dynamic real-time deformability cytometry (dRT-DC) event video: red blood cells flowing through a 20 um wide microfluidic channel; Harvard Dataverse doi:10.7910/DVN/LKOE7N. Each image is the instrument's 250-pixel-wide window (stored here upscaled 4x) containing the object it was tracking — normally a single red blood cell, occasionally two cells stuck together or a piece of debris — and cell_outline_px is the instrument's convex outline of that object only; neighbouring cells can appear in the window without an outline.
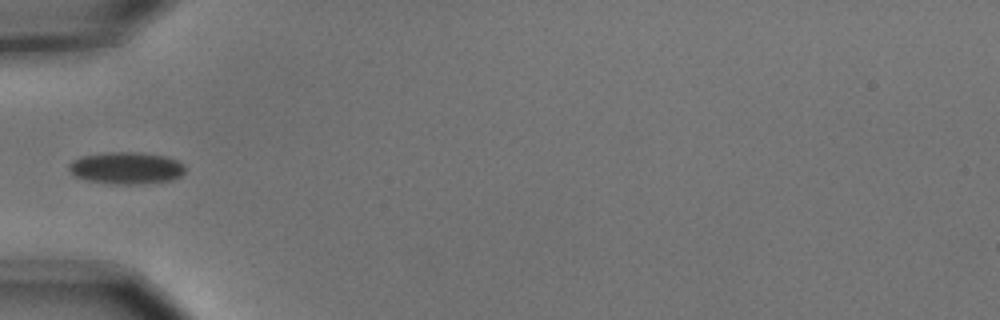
{"species": "common noctule bat (a hibernating species)", "species_latin": "Nyctalus noctula", "temperature_condition": "cold", "stored_images_in_passage": 7, "camera_frame_rate_fps": 3000, "um_per_image_px": 0.085, "animal": {"sex": "male", "body_mass_g": 15.6}, "frame": {"image": 1, "passage_image": 4, "time_ms": 1.0, "image_size_px": [1000, 320], "cell_outline_px": [[184, 172], [180, 176], [172, 180], [140, 184], [112, 184], [88, 180], [76, 176], [68, 168], [68, 164], [72, 160], [80, 156], [108, 152], [136, 152], [164, 156], [176, 160], [184, 164]], "centroid_in_image_um": [10.72, 14.28], "position_along_channel_um": 74.3, "area_um2": 21.62}}
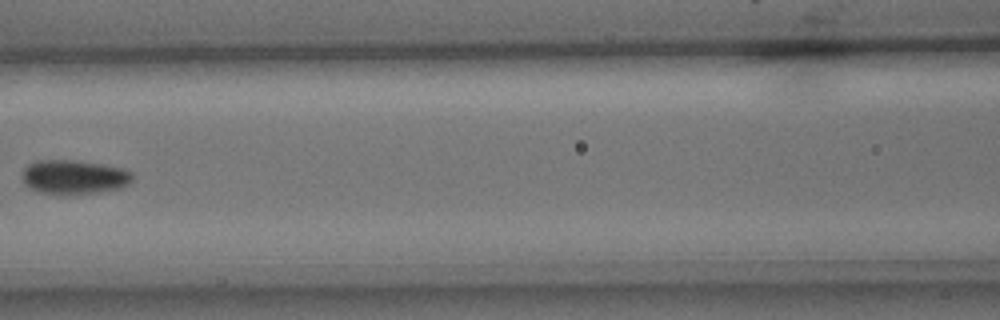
{"frame": {"image": 2, "passage_image": 6, "time_ms": 1.667, "image_size_px": [1000, 320], "cell_outline_px": [[132, 180], [128, 184], [120, 188], [104, 192], [72, 196], [56, 196], [40, 192], [24, 184], [24, 168], [28, 164], [36, 160], [72, 160], [100, 164], [120, 168], [132, 172]], "centroid_in_image_um": [6.29, 15.09], "position_along_channel_um": 160.3, "area_um2": 22.37}}
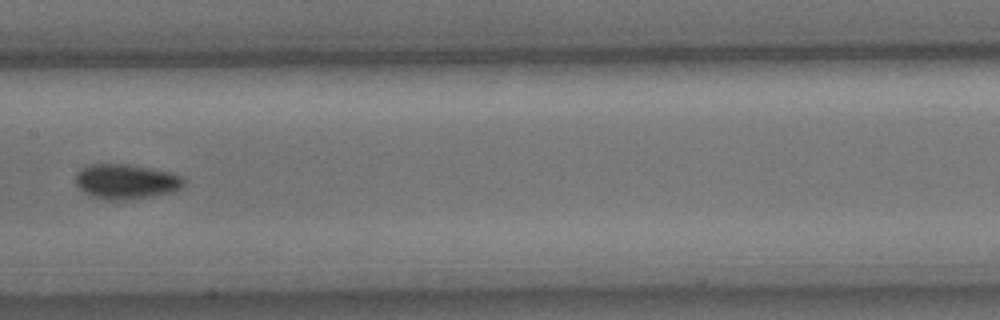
{"frame": {"image": 3, "passage_image": 7, "time_ms": 2.0, "image_size_px": [1000, 320], "cell_outline_px": [[184, 184], [180, 188], [172, 192], [124, 200], [104, 200], [92, 196], [84, 192], [76, 184], [76, 172], [80, 168], [88, 164], [124, 164], [148, 168], [168, 172], [184, 176]], "centroid_in_image_um": [10.68, 15.43], "position_along_channel_um": 196.7, "area_um2": 21.85}}